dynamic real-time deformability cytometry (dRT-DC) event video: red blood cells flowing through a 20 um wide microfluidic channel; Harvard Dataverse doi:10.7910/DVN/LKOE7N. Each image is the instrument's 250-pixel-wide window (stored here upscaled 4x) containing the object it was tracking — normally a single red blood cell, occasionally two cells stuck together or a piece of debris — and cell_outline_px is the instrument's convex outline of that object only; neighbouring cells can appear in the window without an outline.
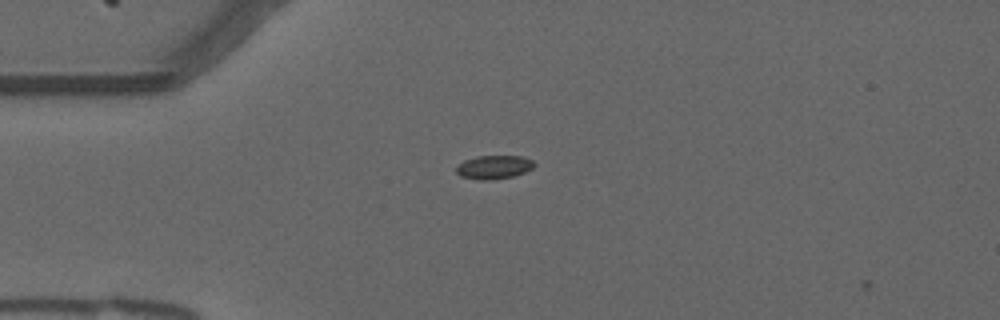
{"species": "common noctule bat (a hibernating species)", "species_latin": "Nyctalus noctula", "temperature_condition": "warm", "stored_images_in_passage": 3, "camera_frame_rate_fps": 3000, "um_per_image_px": 0.085, "animal": {"sex": "male", "forearm_length_mm": 52.5}, "frame": {"image": 1, "passage_image": 2, "time_ms": 0.333, "image_size_px": [1000, 320], "cell_outline_px": [[536, 164], [532, 168], [524, 172], [512, 176], [492, 180], [480, 180], [460, 176], [456, 172], [456, 168], [464, 160], [476, 156], [524, 156], [532, 160]], "centroid_in_image_um": [41.98, 14.2], "position_along_channel_um": 43.0, "area_um2": 10.69}}